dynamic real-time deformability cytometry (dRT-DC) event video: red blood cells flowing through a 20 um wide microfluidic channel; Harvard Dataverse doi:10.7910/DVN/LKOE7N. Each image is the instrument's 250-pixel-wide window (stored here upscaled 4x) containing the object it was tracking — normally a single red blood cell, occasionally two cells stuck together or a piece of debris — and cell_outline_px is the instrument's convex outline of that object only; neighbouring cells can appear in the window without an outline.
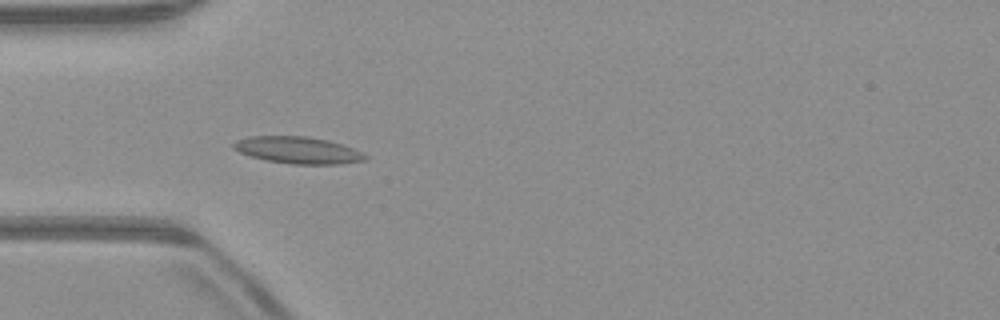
{"species": "common noctule bat (a hibernating species)", "species_latin": "Nyctalus noctula", "temperature_condition": "warm", "stored_images_in_passage": 51, "camera_frame_rate_fps": 3000, "um_per_image_px": 0.085, "animal": {"sex": "male", "body_mass_g": 23.1, "forearm_length_mm": 52.7}, "frame": {"image": 1, "passage_image": 15, "time_ms": 4.667, "image_size_px": [1000, 320], "cell_outline_px": [[368, 156], [364, 160], [336, 164], [292, 164], [268, 160], [252, 156], [240, 152], [232, 148], [232, 144], [236, 140], [248, 136], [308, 136], [328, 140], [352, 148]], "centroid_in_image_um": [25.28, 12.75], "position_along_channel_um": 59.7, "area_um2": 20.35}}
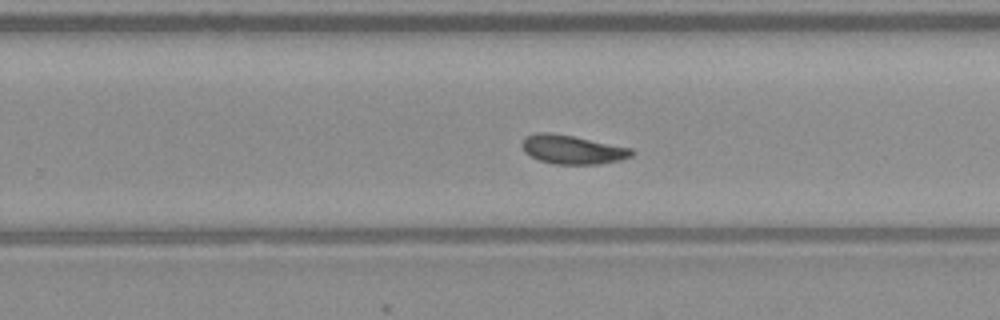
{"frame": {"image": 2, "passage_image": 32, "time_ms": 10.333, "image_size_px": [1000, 320], "cell_outline_px": [[636, 152], [632, 156], [620, 160], [600, 164], [552, 164], [540, 160], [524, 152], [524, 136], [536, 132], [552, 132], [632, 148]], "centroid_in_image_um": [48.68, 12.71], "position_along_channel_um": 281.1, "area_um2": 18.38}}
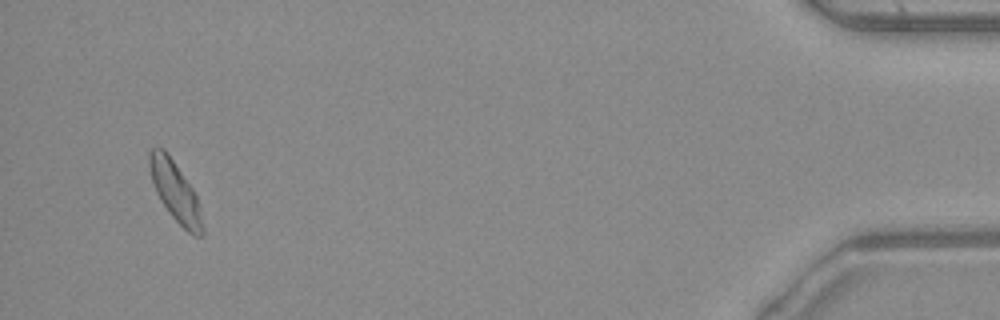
{"frame": {"image": 3, "passage_image": 49, "time_ms": 16.0, "image_size_px": [1000, 320], "cell_outline_px": [[204, 232], [200, 236], [192, 236], [168, 212], [160, 200], [156, 192], [148, 168], [148, 152], [152, 148], [164, 148], [192, 188], [196, 196], [200, 208], [204, 228]], "centroid_in_image_um": [14.88, 16.29], "position_along_channel_um": 420.3, "area_um2": 18.38}, "authors_computed_cell_mechanics": {"area_um2": 18.3804, "velocity_mm_per_s": 3.9416, "shape_relaxation_time_tau1_ms": null, "shape_relaxation_time_tau2_ms": 6.4986, "deformation_change_tau1": null, "deformation_change_tau2": 0.1309}}